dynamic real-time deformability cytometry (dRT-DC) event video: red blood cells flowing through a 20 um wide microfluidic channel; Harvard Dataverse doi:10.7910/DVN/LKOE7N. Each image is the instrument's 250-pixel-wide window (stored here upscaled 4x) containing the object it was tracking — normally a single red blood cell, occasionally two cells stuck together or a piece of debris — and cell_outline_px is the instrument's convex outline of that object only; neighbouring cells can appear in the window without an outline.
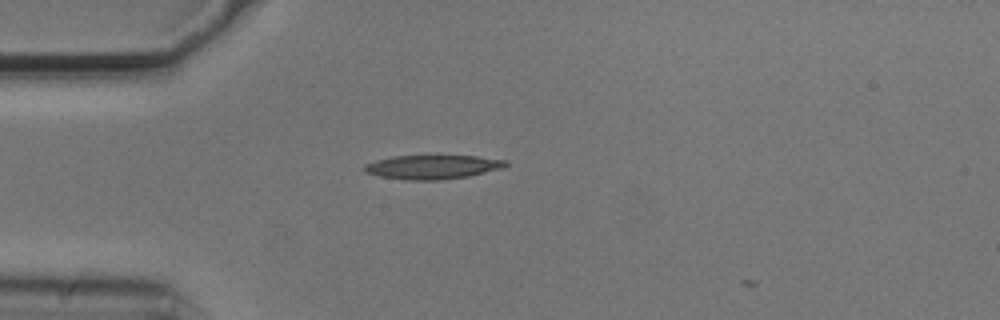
{"species": "common noctule bat (a hibernating species)", "species_latin": "Nyctalus noctula", "temperature_condition": "cold", "stored_images_in_passage": 2, "camera_frame_rate_fps": 3000, "um_per_image_px": 0.085, "animal": {"sex": "male", "body_mass_g": 20.5, "forearm_length_mm": 52.5}, "frame": {"image": 1, "passage_image": 1, "time_ms": 0.0, "image_size_px": [1000, 320], "cell_outline_px": [[508, 164], [504, 168], [468, 176], [440, 180], [408, 180], [380, 176], [364, 172], [364, 164], [376, 160], [392, 156], [476, 156], [508, 160]], "centroid_in_image_um": [36.78, 14.19], "position_along_channel_um": 48.2, "area_um2": 19.77}}